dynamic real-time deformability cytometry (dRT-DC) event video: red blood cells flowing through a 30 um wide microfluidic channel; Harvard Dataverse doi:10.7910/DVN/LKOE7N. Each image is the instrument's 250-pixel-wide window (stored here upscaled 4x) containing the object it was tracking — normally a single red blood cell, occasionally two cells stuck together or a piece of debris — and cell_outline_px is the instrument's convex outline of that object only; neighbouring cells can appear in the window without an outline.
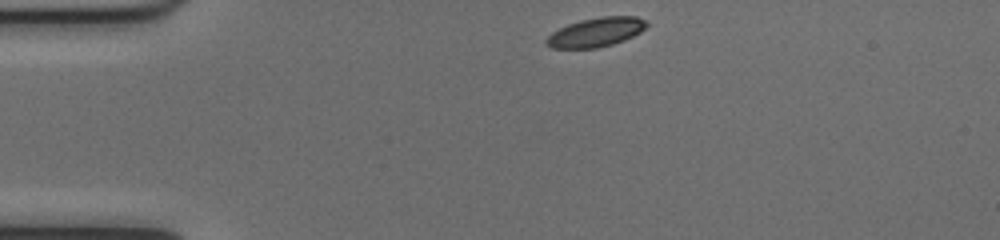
{"species": "common noctule bat (a hibernating species)", "species_latin": "Nyctalus noctula", "temperature_condition": "cold", "stored_images_in_passage": 42, "camera_frame_rate_fps": 3000, "um_per_image_px": 0.085, "animal": {"sex": "female", "body_mass_g": 17.0, "forearm_length_mm": 48.0}, "frame": {"image": 1, "passage_image": 1, "time_ms": 0.0, "image_size_px": [1000, 240], "cell_outline_px": [[648, 24], [640, 32], [624, 40], [612, 44], [596, 48], [552, 48], [544, 44], [544, 40], [552, 32], [568, 24], [580, 20], [600, 16], [636, 16], [648, 20]], "centroid_in_image_um": [50.65, 2.73], "position_along_channel_um": 34.4, "area_um2": 17.11}}
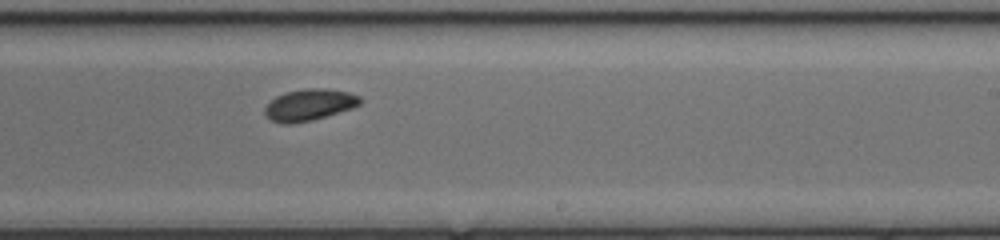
{"frame": {"image": 2, "passage_image": 22, "time_ms": 7.0, "image_size_px": [1000, 240], "cell_outline_px": [[364, 100], [360, 104], [352, 108], [312, 120], [292, 124], [280, 124], [264, 116], [264, 108], [276, 96], [288, 92], [304, 88], [324, 88], [348, 92], [360, 96]], "centroid_in_image_um": [26.29, 8.91], "position_along_channel_um": 262.7, "area_um2": 17.57}}
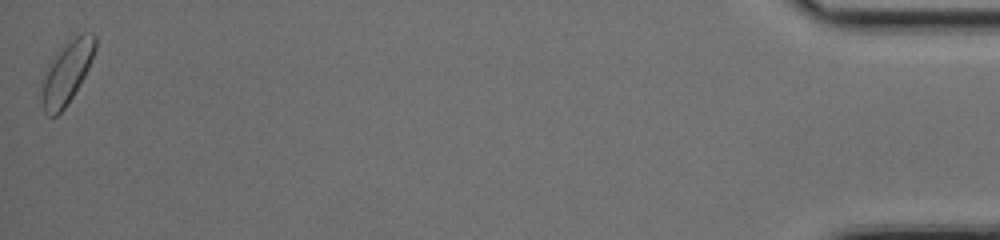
{"frame": {"image": 3, "passage_image": 42, "time_ms": 13.667, "image_size_px": [1000, 240], "cell_outline_px": [[96, 48], [88, 68], [80, 84], [64, 108], [56, 116], [48, 116], [44, 112], [40, 100], [40, 96], [44, 80], [48, 68], [56, 56], [76, 36], [84, 32], [92, 32], [96, 36]], "centroid_in_image_um": [5.7, 6.22], "position_along_channel_um": 429.5, "area_um2": 18.67}, "authors_computed_cell_mechanics": {"area_um2": 17.5134, "velocity_mm_per_s": 3.9568, "shape_relaxation_time_tau1_ms": 4.2999, "shape_relaxation_time_tau2_ms": 4.822, "deformation_change_tau1": 0.1079, "deformation_change_tau2": 0.0788}}